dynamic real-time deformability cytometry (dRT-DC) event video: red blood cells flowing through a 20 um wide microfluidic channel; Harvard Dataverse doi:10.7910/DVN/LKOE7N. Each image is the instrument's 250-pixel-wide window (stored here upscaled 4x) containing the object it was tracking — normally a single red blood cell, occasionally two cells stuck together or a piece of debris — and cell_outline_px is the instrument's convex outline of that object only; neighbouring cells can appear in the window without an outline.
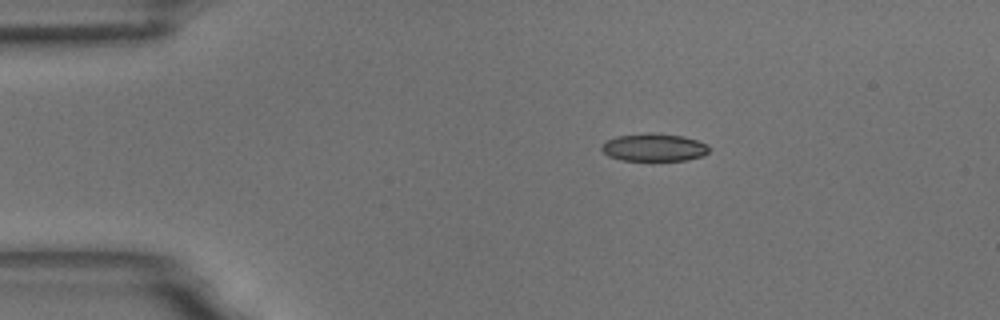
{"species": "common noctule bat (a hibernating species)", "species_latin": "Nyctalus noctula", "temperature_condition": "room temperature", "stored_images_in_passage": 38, "camera_frame_rate_fps": 3000, "um_per_image_px": 0.085, "animal": {"sex": "male", "body_mass_g": 18.8}, "frame": {"image": 1, "passage_image": 1, "time_ms": 0.0, "image_size_px": [1000, 320], "cell_outline_px": [[712, 148], [704, 156], [688, 160], [620, 160], [608, 156], [600, 148], [608, 140], [616, 136], [644, 132], [652, 132], [684, 136], [708, 144]], "centroid_in_image_um": [55.63, 12.52], "position_along_channel_um": 29.4, "area_um2": 17.63}}
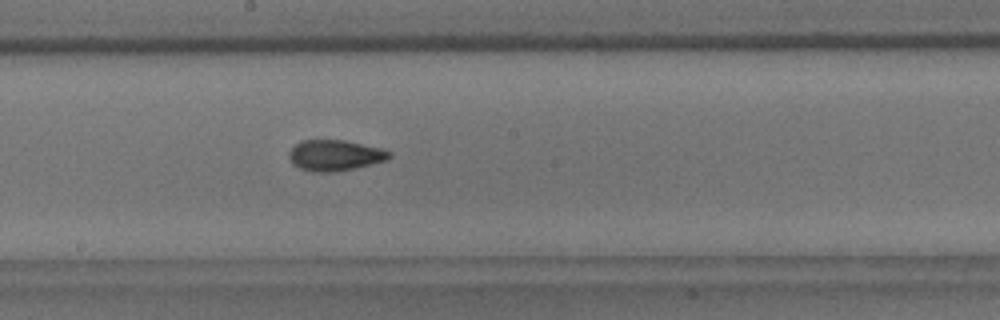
{"frame": {"image": 2, "passage_image": 21, "time_ms": 6.667, "image_size_px": [1000, 320], "cell_outline_px": [[392, 156], [388, 160], [356, 168], [336, 172], [312, 172], [300, 168], [292, 164], [288, 156], [288, 152], [300, 140], [344, 140], [380, 148], [392, 152]], "centroid_in_image_um": [28.47, 13.21], "position_along_channel_um": 219.7, "area_um2": 18.21}}
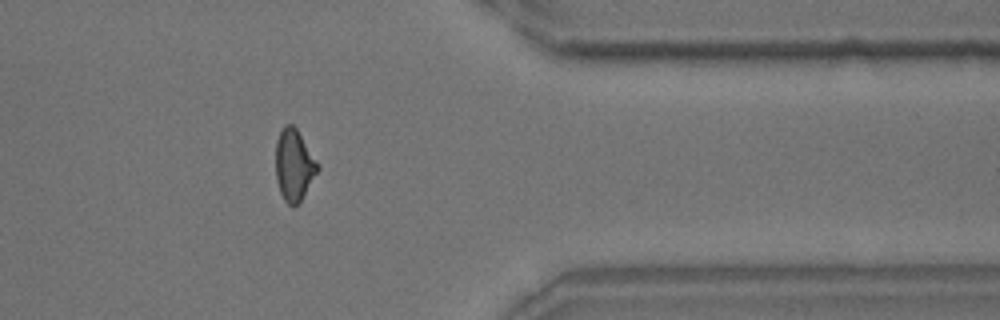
{"frame": {"image": 3, "passage_image": 36, "time_ms": 11.667, "image_size_px": [1000, 320], "cell_outline_px": [[320, 168], [300, 200], [292, 208], [284, 200], [280, 192], [276, 180], [276, 140], [284, 124], [292, 124], [296, 128], [320, 164]], "centroid_in_image_um": [24.99, 14.01], "position_along_channel_um": 386.4, "area_um2": 17.46}, "authors_computed_cell_mechanics": {"area_um2": 17.8024, "velocity_mm_per_s": 3.6477, "shape_relaxation_time_tau1_ms": 7.3606, "shape_relaxation_time_tau2_ms": 1.3848, "deformation_change_tau1": 0.1574, "deformation_change_tau2": 0.0781}}